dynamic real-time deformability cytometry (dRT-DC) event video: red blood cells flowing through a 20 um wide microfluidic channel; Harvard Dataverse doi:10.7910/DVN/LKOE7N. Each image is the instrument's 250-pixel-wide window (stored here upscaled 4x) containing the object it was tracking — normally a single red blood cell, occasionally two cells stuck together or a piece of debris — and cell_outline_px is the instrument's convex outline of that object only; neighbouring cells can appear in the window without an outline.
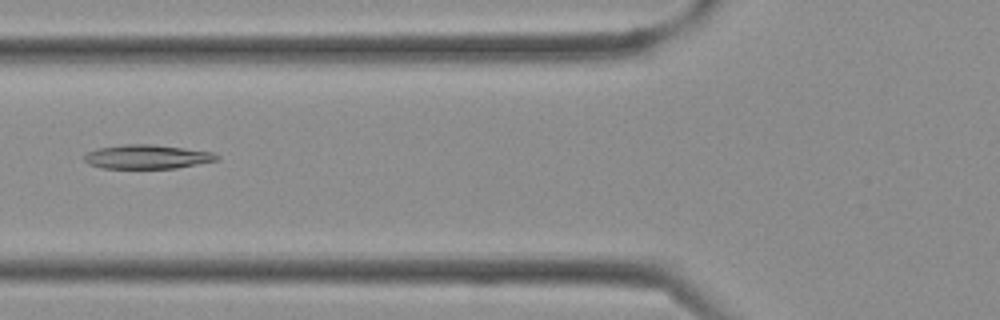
{"species": "Egyptian fruit bat (a non-hibernating species)", "species_latin": "Rousettus aegyptiacus", "temperature_condition": "cold", "stored_images_in_passage": 32, "camera_frame_rate_fps": 3000, "um_per_image_px": 0.085, "frame": {"image": 1, "passage_image": 9, "time_ms": 2.667, "image_size_px": [1000, 320], "cell_outline_px": [[220, 160], [176, 168], [104, 168], [88, 164], [84, 160], [84, 156], [88, 152], [96, 148], [120, 144], [152, 144], [184, 148], [212, 152], [220, 156]], "centroid_in_image_um": [12.51, 13.32], "position_along_channel_um": 113.3, "area_um2": 18.67}}
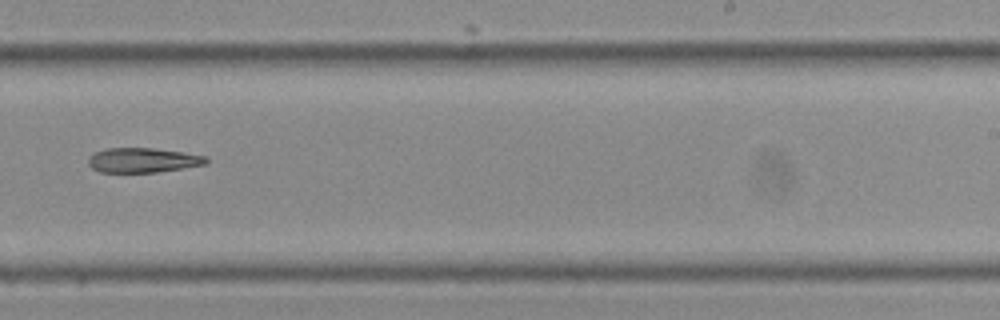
{"frame": {"image": 2, "passage_image": 18, "time_ms": 5.667, "image_size_px": [1000, 320], "cell_outline_px": [[208, 164], [156, 172], [100, 172], [92, 168], [88, 164], [88, 156], [104, 148], [152, 148], [184, 152], [208, 156]], "centroid_in_image_um": [12.15, 13.61], "position_along_channel_um": 276.8, "area_um2": 17.05}}
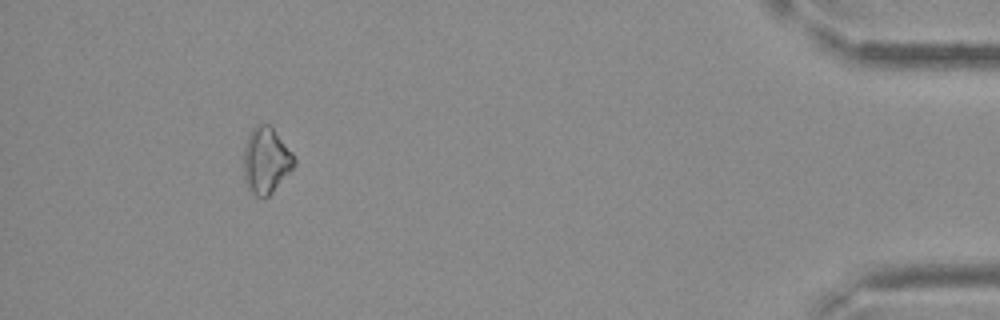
{"frame": {"image": 3, "passage_image": 29, "time_ms": 9.333, "image_size_px": [1000, 320], "cell_outline_px": [[296, 164], [272, 192], [264, 200], [256, 196], [248, 188], [244, 180], [244, 144], [252, 128], [256, 124], [268, 124], [272, 128], [296, 156]], "centroid_in_image_um": [22.61, 13.65], "position_along_channel_um": 412.6, "area_um2": 19.54}}